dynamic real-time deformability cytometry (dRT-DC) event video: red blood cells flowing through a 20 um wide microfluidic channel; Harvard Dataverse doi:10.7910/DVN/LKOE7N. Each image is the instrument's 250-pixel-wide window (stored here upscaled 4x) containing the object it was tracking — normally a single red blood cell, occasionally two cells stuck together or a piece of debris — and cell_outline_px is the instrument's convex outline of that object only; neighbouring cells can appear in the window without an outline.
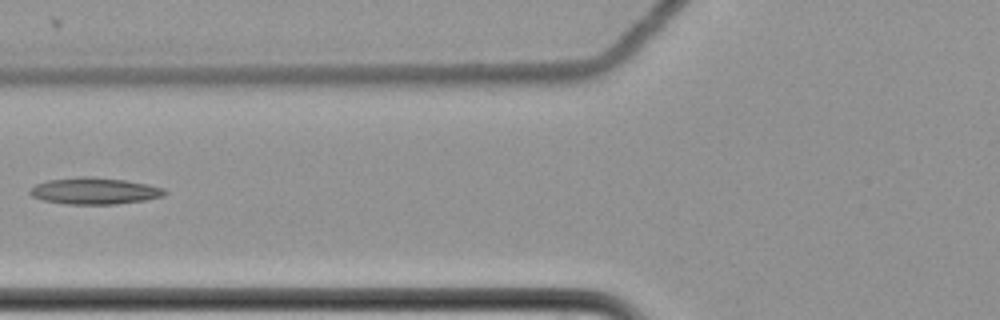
{"species": "common noctule bat (a hibernating species)", "species_latin": "Nyctalus noctula", "temperature_condition": "cold", "stored_images_in_passage": 8, "camera_frame_rate_fps": 3000, "um_per_image_px": 0.085, "animal": {"sex": "female", "body_mass_g": 22.7, "forearm_length_mm": 54.2}, "frame": {"image": 1, "passage_image": 8, "time_ms": 2.333, "image_size_px": [1000, 320], "cell_outline_px": [[168, 192], [164, 196], [144, 200], [116, 204], [64, 204], [44, 200], [32, 196], [28, 192], [28, 188], [36, 184], [48, 180], [80, 176], [88, 176], [124, 180], [148, 184], [164, 188]], "centroid_in_image_um": [8.02, 16.23], "position_along_channel_um": 117.8, "area_um2": 20.98}}